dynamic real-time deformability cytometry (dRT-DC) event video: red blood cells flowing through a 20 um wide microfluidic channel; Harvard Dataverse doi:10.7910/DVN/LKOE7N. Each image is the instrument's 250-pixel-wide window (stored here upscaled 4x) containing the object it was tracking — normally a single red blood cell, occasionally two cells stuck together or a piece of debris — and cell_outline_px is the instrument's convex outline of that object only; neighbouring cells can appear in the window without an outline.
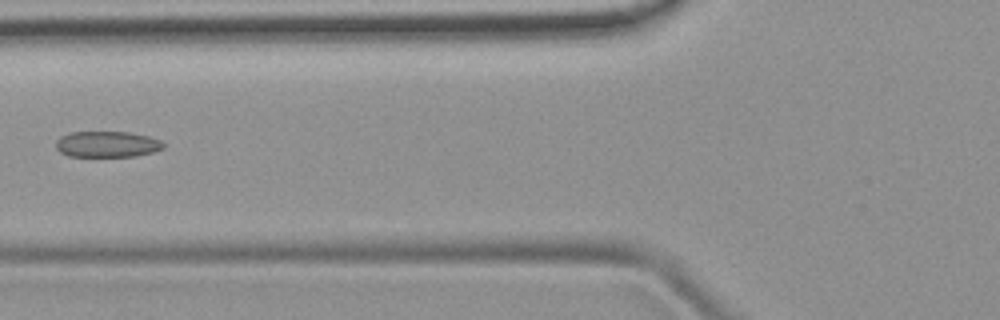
{"species": "common noctule bat (a hibernating species)", "species_latin": "Nyctalus noctula", "temperature_condition": "room temperature", "stored_images_in_passage": 6, "camera_frame_rate_fps": 3000, "um_per_image_px": 0.085, "animal": {"sex": "female", "body_mass_g": 19.9}, "frame": {"image": 1, "passage_image": 6, "time_ms": 5.667, "image_size_px": [1000, 320], "cell_outline_px": [[164, 148], [152, 152], [136, 156], [68, 156], [60, 152], [56, 148], [56, 140], [60, 136], [72, 132], [128, 132], [148, 136], [160, 140], [164, 144]], "centroid_in_image_um": [9.09, 12.26], "position_along_channel_um": 116.7, "area_um2": 16.24}}